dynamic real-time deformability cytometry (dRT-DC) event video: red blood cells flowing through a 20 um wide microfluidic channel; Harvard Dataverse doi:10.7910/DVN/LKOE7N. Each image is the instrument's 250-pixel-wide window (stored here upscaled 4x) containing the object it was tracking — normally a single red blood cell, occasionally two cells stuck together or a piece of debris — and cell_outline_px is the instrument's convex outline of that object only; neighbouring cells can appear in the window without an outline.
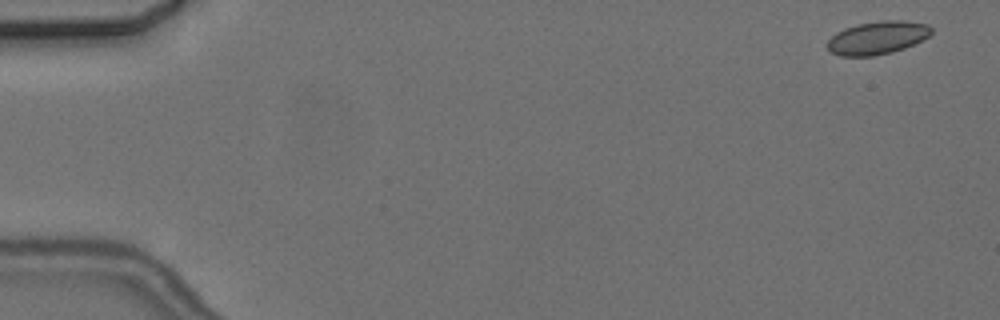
{"species": "common noctule bat (a hibernating species)", "species_latin": "Nyctalus noctula", "temperature_condition": "cold", "stored_images_in_passage": 5, "camera_frame_rate_fps": 3000, "um_per_image_px": 0.085, "animal": {"sex": "female", "body_mass_g": 24.6, "forearm_length_mm": 56.2}, "frame": {"image": 1, "passage_image": 1, "time_ms": 0.0, "image_size_px": [1000, 320], "cell_outline_px": [[932, 32], [924, 40], [904, 48], [892, 52], [872, 56], [840, 56], [828, 52], [828, 40], [836, 32], [844, 28], [856, 24], [880, 20], [904, 20], [928, 24], [932, 28]], "centroid_in_image_um": [74.58, 3.2], "position_along_channel_um": 10.4, "area_um2": 20.29}}